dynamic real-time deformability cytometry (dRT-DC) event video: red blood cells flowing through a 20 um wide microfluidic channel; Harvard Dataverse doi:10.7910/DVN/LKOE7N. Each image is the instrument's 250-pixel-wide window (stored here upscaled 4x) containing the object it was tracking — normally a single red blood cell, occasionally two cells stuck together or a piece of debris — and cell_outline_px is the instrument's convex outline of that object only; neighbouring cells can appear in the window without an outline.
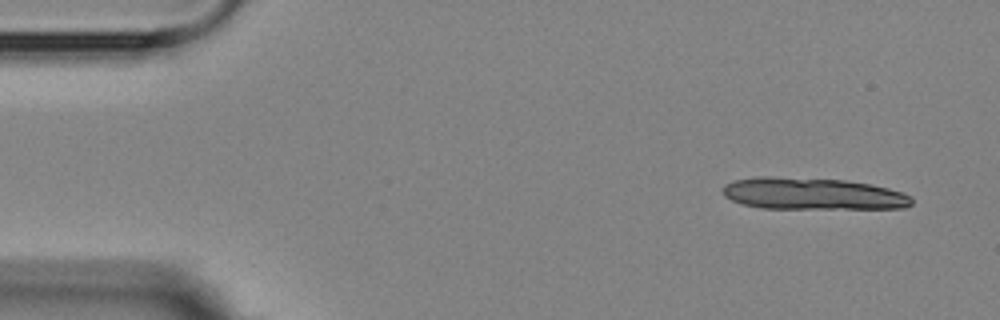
{"species": "Egyptian fruit bat (a non-hibernating species)", "species_latin": "Rousettus aegyptiacus", "temperature_condition": "room temperature", "stored_images_in_passage": 9, "segment_of_instrument_passage": [1, 2], "camera_frame_rate_fps": 3000, "um_per_image_px": 0.085, "animal": {"sex": "female"}, "frame": {"image": 1, "passage_image": 1, "time_ms": 0.0, "image_size_px": [1000, 320], "cell_outline_px": [[912, 204], [904, 208], [760, 208], [744, 204], [732, 200], [724, 196], [724, 184], [732, 180], [756, 176], [772, 176], [844, 180], [872, 184], [888, 188], [912, 196]], "centroid_in_image_um": [69.05, 16.46], "position_along_channel_um": 15.9, "area_um2": 35.14}}